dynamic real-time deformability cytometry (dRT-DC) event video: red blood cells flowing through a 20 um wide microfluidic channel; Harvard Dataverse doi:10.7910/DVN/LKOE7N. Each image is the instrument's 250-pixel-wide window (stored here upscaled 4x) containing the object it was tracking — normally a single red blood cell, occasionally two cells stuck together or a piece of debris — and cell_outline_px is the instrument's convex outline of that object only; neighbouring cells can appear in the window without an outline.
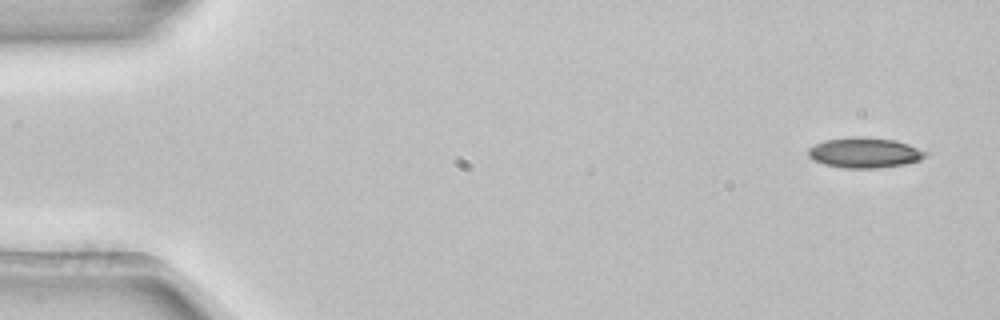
{"species": "common noctule bat (a hibernating species)", "species_latin": "Nyctalus noctula", "temperature_condition": "room temperature", "stored_images_in_passage": 5, "segment_of_instrument_passage": [1, 2], "camera_frame_rate_fps": 3000, "um_per_image_px": 0.085, "animal": {"sex": "female", "body_mass_g": 22.7, "forearm_length_mm": 54.2}, "frame": {"image": 1, "passage_image": 1, "time_ms": 0.0, "image_size_px": [1000, 320], "cell_outline_px": [[928, 152], [920, 160], [904, 164], [876, 168], [844, 168], [824, 164], [812, 160], [808, 156], [808, 148], [824, 140], [852, 136], [860, 136], [896, 140], [908, 144]], "centroid_in_image_um": [73.46, 12.97], "position_along_channel_um": 11.5, "area_um2": 20.75}}